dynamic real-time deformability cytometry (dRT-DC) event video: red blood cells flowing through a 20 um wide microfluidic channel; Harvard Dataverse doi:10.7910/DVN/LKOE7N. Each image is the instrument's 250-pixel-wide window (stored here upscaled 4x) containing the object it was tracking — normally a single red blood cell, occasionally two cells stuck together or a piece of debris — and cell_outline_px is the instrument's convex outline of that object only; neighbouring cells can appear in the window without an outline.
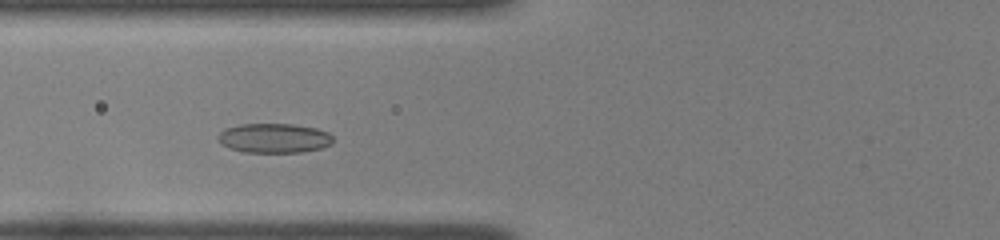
{"species": "common noctule bat (a hibernating species)", "species_latin": "Nyctalus noctula", "temperature_condition": "room temperature", "stored_images_in_passage": 37, "camera_frame_rate_fps": 3000, "um_per_image_px": 0.085, "animal": {"sex": "female", "body_mass_g": 22.0, "forearm_length_mm": 56.7}, "frame": {"image": 1, "passage_image": 7, "time_ms": 2.0, "image_size_px": [1000, 240], "cell_outline_px": [[332, 144], [320, 148], [300, 152], [244, 152], [228, 148], [220, 144], [216, 140], [216, 136], [224, 128], [240, 124], [292, 124], [316, 128], [328, 132], [332, 136]], "centroid_in_image_um": [23.23, 11.74], "position_along_channel_um": 102.6, "area_um2": 19.94}}
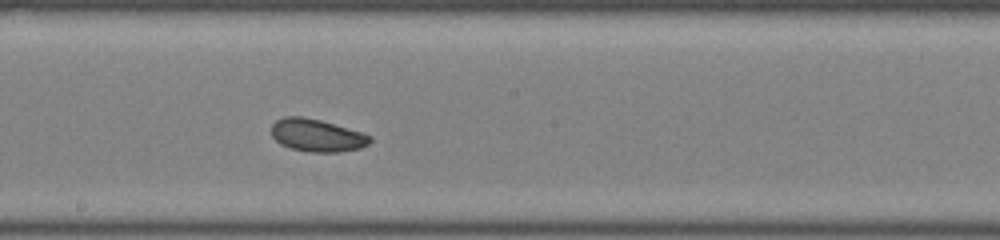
{"frame": {"image": 2, "passage_image": 16, "time_ms": 5.0, "image_size_px": [1000, 240], "cell_outline_px": [[372, 140], [368, 144], [360, 148], [340, 152], [308, 152], [292, 148], [280, 144], [272, 136], [272, 124], [276, 120], [284, 116], [304, 116], [320, 120], [364, 132], [372, 136]], "centroid_in_image_um": [26.96, 11.5], "position_along_channel_um": 221.2, "area_um2": 18.9}}
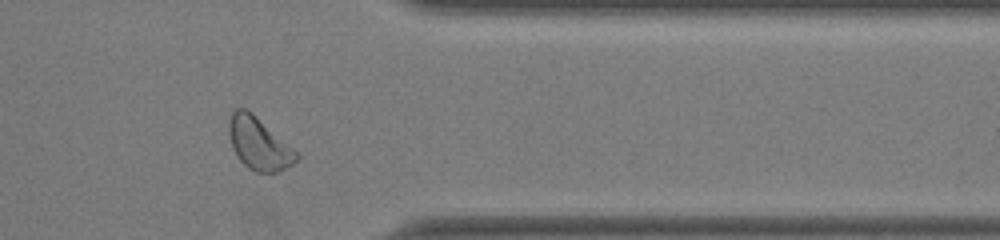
{"frame": {"image": 3, "passage_image": 29, "time_ms": 9.333, "image_size_px": [1000, 240], "cell_outline_px": [[300, 160], [276, 172], [256, 172], [248, 168], [240, 160], [232, 148], [228, 132], [228, 120], [232, 112], [236, 108], [244, 108], [252, 112], [292, 148], [300, 156]], "centroid_in_image_um": [21.97, 12.2], "position_along_channel_um": 389.4, "area_um2": 20.4}, "authors_computed_cell_mechanics": {"area_um2": 19.3052, "velocity_mm_per_s": 3.9699, "shape_relaxation_time_tau1_ms": 3.6959, "shape_relaxation_time_tau2_ms": null, "deformation_change_tau1": 0.1095, "deformation_change_tau2": null}}